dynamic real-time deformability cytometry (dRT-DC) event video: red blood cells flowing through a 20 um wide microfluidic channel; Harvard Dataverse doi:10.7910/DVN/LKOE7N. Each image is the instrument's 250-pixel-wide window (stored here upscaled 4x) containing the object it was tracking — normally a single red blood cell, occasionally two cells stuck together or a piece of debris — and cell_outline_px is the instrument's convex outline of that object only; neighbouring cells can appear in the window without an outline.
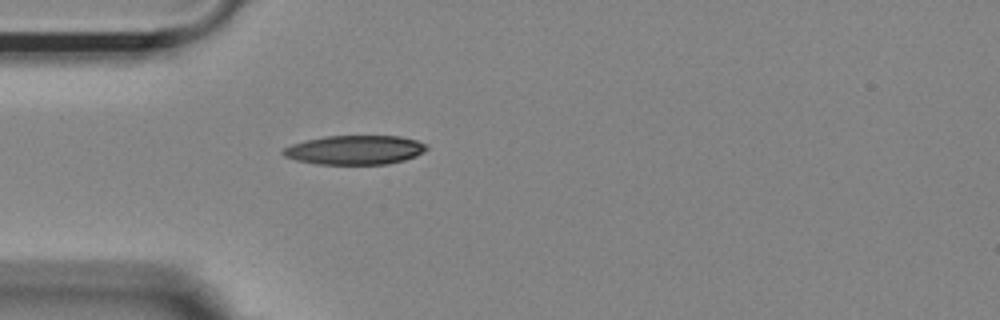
{"species": "Egyptian fruit bat (a non-hibernating species)", "species_latin": "Rousettus aegyptiacus", "temperature_condition": "room temperature", "stored_images_in_passage": 26, "camera_frame_rate_fps": 3000, "um_per_image_px": 0.085, "animal": {"sex": "female"}, "frame": {"image": 1, "passage_image": 1, "time_ms": 0.0, "image_size_px": [1000, 320], "cell_outline_px": [[428, 148], [424, 152], [416, 156], [404, 160], [388, 164], [316, 164], [296, 160], [284, 156], [280, 152], [284, 148], [292, 144], [304, 140], [324, 136], [400, 136], [416, 140], [428, 144]], "centroid_in_image_um": [30.17, 12.74], "position_along_channel_um": 54.8, "area_um2": 24.57}}
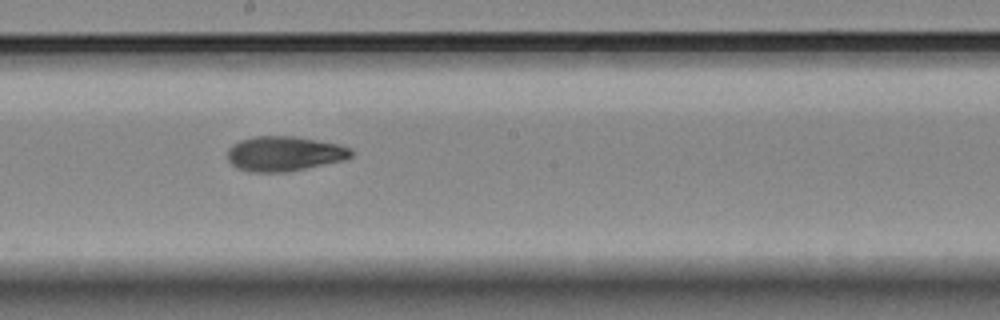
{"frame": {"image": 2, "passage_image": 15, "time_ms": 4.667, "image_size_px": [1000, 320], "cell_outline_px": [[352, 156], [344, 160], [288, 172], [248, 172], [236, 168], [228, 160], [228, 148], [232, 144], [240, 140], [256, 136], [292, 136], [340, 144], [352, 148]], "centroid_in_image_um": [24.16, 13.07], "position_along_channel_um": 224.0, "area_um2": 25.26}}
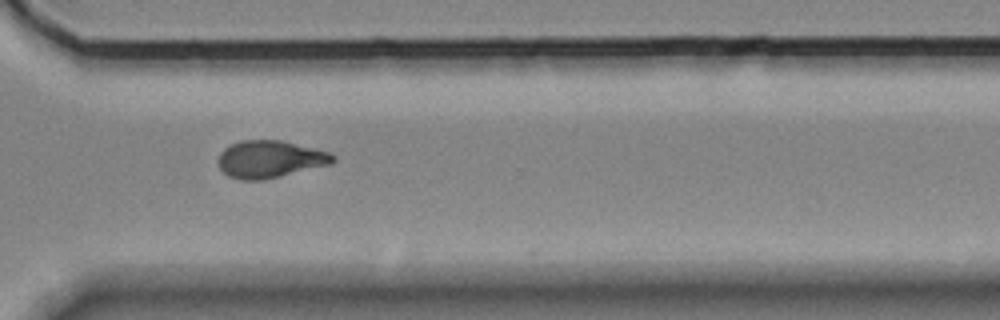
{"frame": {"image": 3, "passage_image": 25, "time_ms": 8.0, "image_size_px": [1000, 320], "cell_outline_px": [[336, 160], [332, 164], [264, 180], [240, 180], [228, 176], [220, 168], [216, 160], [220, 152], [228, 144], [240, 140], [280, 140], [316, 148], [328, 152], [336, 156]], "centroid_in_image_um": [22.93, 13.53], "position_along_channel_um": 347.7, "area_um2": 25.32}}